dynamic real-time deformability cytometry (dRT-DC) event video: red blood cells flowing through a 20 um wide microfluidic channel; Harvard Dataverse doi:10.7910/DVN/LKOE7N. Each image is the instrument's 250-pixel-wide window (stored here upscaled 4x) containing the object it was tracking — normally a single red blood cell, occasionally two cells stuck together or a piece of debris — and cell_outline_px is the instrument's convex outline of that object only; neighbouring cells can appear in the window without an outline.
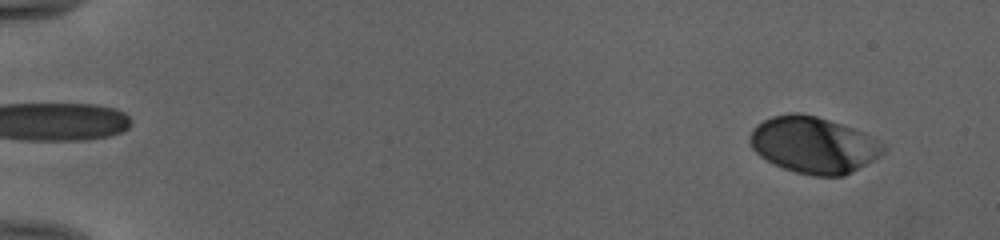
{"species": "human", "species_latin": "Homo sapiens", "temperature_condition": "cold", "stored_images_in_passage": 53, "camera_frame_rate_fps": 3000, "um_per_image_px": 0.085, "donor": {"sex": "female"}, "frame": {"image": 1, "passage_image": 4, "time_ms": 1.0, "image_size_px": [1000, 240], "cell_outline_px": [[884, 152], [880, 156], [852, 172], [844, 176], [812, 176], [796, 172], [784, 168], [760, 156], [752, 148], [752, 128], [756, 124], [772, 116], [792, 112], [796, 112], [816, 116], [864, 132], [880, 140], [884, 144]], "centroid_in_image_um": [69.19, 12.32], "position_along_channel_um": 15.8, "area_um2": 43.58}}
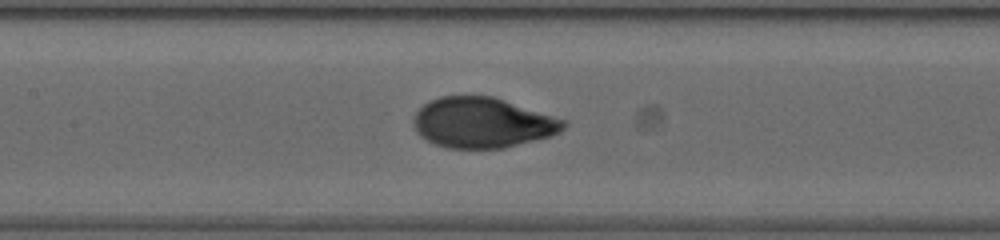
{"frame": {"image": 2, "passage_image": 27, "time_ms": 8.667, "image_size_px": [1000, 240], "cell_outline_px": [[568, 124], [560, 132], [552, 136], [504, 148], [448, 148], [436, 144], [420, 136], [416, 132], [412, 124], [412, 120], [416, 112], [428, 100], [440, 96], [492, 96], [568, 120]], "centroid_in_image_um": [41.02, 10.43], "position_along_channel_um": 166.4, "area_um2": 44.27}}
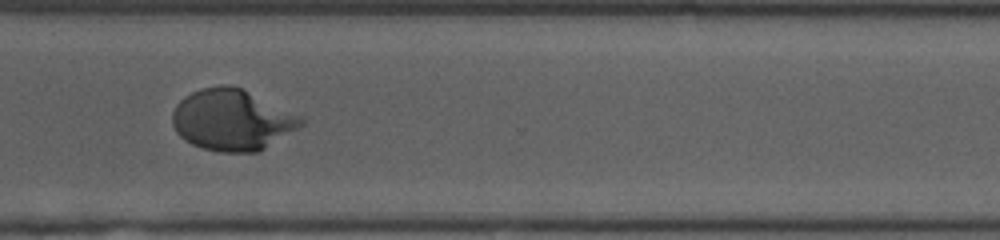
{"frame": {"image": 3, "passage_image": 41, "time_ms": 13.333, "image_size_px": [1000, 240], "cell_outline_px": [[304, 124], [260, 152], [220, 152], [204, 148], [192, 144], [184, 140], [176, 132], [172, 124], [172, 112], [176, 104], [184, 96], [200, 88], [220, 84], [232, 84], [300, 116], [304, 120]], "centroid_in_image_um": [19.68, 10.19], "position_along_channel_um": 350.9, "area_um2": 45.78}, "authors_computed_cell_mechanics": {"area_um2": 44.1592, "velocity_mm_per_s": 3.9644, "shape_relaxation_time_tau1_ms": 3.5318, "shape_relaxation_time_tau2_ms": null, "deformation_change_tau1": 0.1951, "deformation_change_tau2": null}}